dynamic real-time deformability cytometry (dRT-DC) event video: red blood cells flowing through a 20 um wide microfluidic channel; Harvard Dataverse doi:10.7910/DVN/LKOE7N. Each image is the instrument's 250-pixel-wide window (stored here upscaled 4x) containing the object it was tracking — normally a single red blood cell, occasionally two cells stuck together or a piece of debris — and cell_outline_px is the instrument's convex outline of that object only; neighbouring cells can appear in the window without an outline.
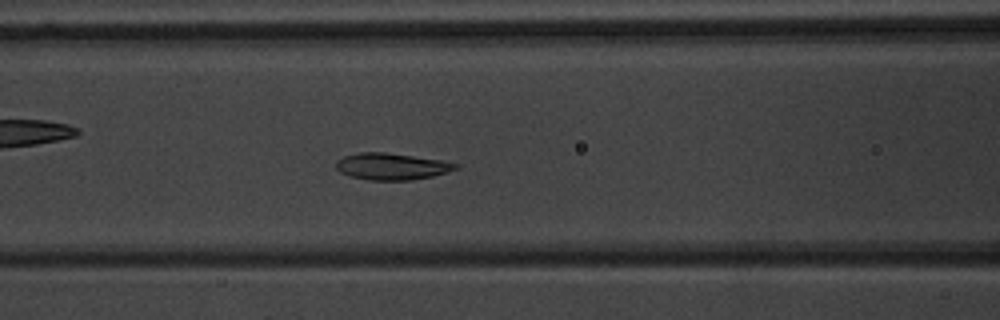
{"species": "common noctule bat (a hibernating species)", "species_latin": "Nyctalus noctula", "temperature_condition": "warm", "stored_images_in_passage": 39, "camera_frame_rate_fps": 3000, "um_per_image_px": 0.085, "animal": {"sex": "male", "body_mass_g": 20.1, "forearm_length_mm": 53.5}, "frame": {"image": 1, "passage_image": 6, "time_ms": 1.667, "image_size_px": [1000, 320], "cell_outline_px": [[460, 168], [448, 172], [432, 176], [412, 180], [368, 180], [352, 176], [340, 172], [336, 168], [336, 160], [344, 156], [360, 152], [384, 152], [440, 160], [460, 164]], "centroid_in_image_um": [33.3, 14.15], "position_along_channel_um": 133.3, "area_um2": 18.55}}
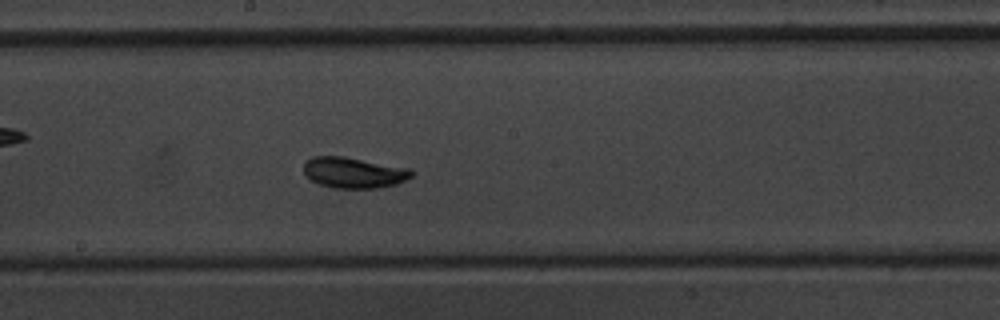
{"frame": {"image": 2, "passage_image": 13, "time_ms": 4.0, "image_size_px": [1000, 320], "cell_outline_px": [[412, 176], [396, 184], [380, 188], [332, 188], [320, 184], [312, 180], [304, 172], [304, 164], [312, 156], [344, 156], [412, 168]], "centroid_in_image_um": [30.1, 14.67], "position_along_channel_um": 218.1, "area_um2": 19.42}}
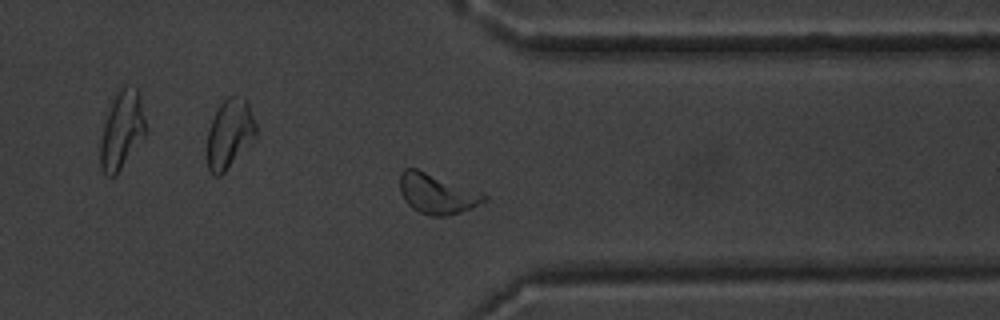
{"frame": {"image": 3, "passage_image": 26, "time_ms": 8.333, "image_size_px": [1000, 320], "cell_outline_px": [[488, 200], [472, 208], [448, 216], [432, 216], [420, 212], [412, 208], [404, 200], [400, 192], [400, 172], [404, 168], [416, 168], [480, 192], [488, 196]], "centroid_in_image_um": [37.13, 16.47], "position_along_channel_um": 374.3, "area_um2": 19.54}, "authors_computed_cell_mechanics": {"area_um2": 18.5538, "velocity_mm_per_s": 3.6487, "shape_relaxation_time_tau1_ms": 4.5035, "shape_relaxation_time_tau2_ms": null, "deformation_change_tau1": 0.1439, "deformation_change_tau2": null}}